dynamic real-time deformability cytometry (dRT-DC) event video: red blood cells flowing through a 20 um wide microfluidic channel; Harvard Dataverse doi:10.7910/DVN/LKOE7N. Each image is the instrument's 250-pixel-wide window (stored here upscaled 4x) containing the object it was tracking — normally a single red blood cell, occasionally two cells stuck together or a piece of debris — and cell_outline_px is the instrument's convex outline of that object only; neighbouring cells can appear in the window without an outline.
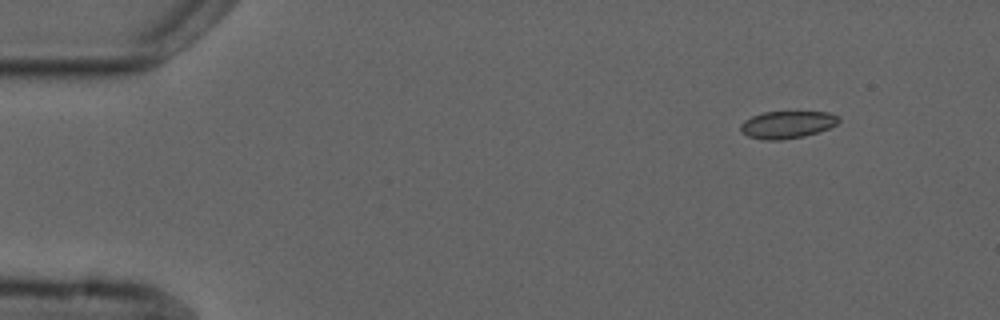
{"species": "common noctule bat (a hibernating species)", "species_latin": "Nyctalus noctula", "temperature_condition": "cold", "stored_images_in_passage": 5, "camera_frame_rate_fps": 3000, "um_per_image_px": 0.085, "animal": {"sex": "male", "forearm_length_mm": 52.5}, "frame": {"image": 1, "passage_image": 2, "time_ms": 1.333, "image_size_px": [1000, 320], "cell_outline_px": [[840, 120], [836, 124], [828, 128], [804, 136], [780, 140], [764, 140], [748, 136], [740, 132], [740, 124], [744, 120], [752, 116], [764, 112], [828, 112], [840, 116]], "centroid_in_image_um": [66.88, 10.59], "position_along_channel_um": 18.1, "area_um2": 15.61}}
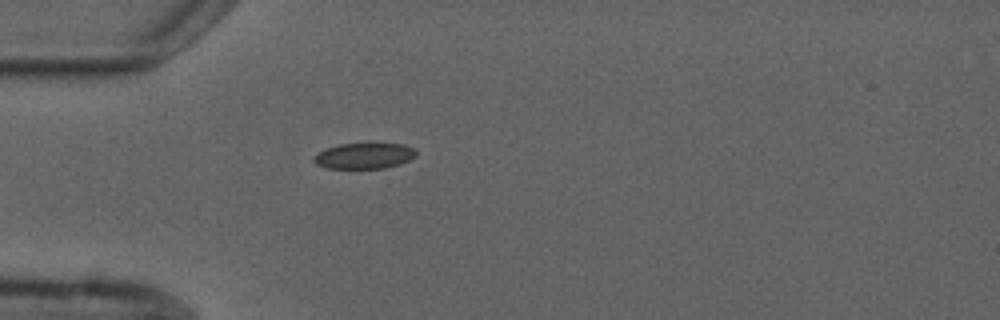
{"frame": {"image": 2, "passage_image": 5, "time_ms": 4.667, "image_size_px": [1000, 320], "cell_outline_px": [[416, 156], [400, 164], [384, 168], [328, 168], [316, 164], [312, 160], [324, 148], [340, 144], [368, 140], [372, 140], [404, 144], [412, 148], [416, 152]], "centroid_in_image_um": [30.99, 13.18], "position_along_channel_um": 54.0, "area_um2": 16.13}}